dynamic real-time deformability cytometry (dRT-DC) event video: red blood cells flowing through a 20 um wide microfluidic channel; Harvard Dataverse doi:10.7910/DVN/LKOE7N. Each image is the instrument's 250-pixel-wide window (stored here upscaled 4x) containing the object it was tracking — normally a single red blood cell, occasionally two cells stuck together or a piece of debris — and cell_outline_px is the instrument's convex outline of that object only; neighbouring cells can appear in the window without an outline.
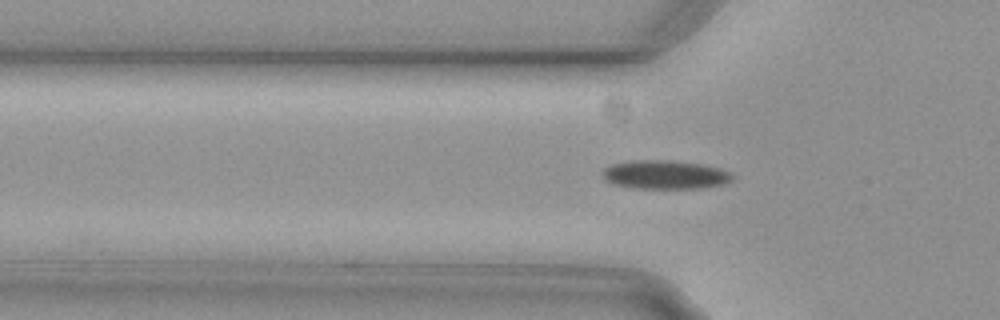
{"species": "common noctule bat (a hibernating species)", "species_latin": "Nyctalus noctula", "temperature_condition": "cold", "stored_images_in_passage": 6, "camera_frame_rate_fps": 3000, "um_per_image_px": 0.085, "animal": {"sex": "female", "body_mass_g": 29.2, "forearm_length_mm": 56.3}, "frame": {"image": 1, "passage_image": 3, "time_ms": 0.667, "image_size_px": [1000, 320], "cell_outline_px": [[736, 176], [732, 180], [724, 184], [700, 188], [632, 188], [612, 184], [604, 180], [604, 168], [612, 164], [636, 160], [672, 160], [704, 164], [720, 168], [732, 172]], "centroid_in_image_um": [56.58, 14.84], "position_along_channel_um": 69.2, "area_um2": 21.96}}